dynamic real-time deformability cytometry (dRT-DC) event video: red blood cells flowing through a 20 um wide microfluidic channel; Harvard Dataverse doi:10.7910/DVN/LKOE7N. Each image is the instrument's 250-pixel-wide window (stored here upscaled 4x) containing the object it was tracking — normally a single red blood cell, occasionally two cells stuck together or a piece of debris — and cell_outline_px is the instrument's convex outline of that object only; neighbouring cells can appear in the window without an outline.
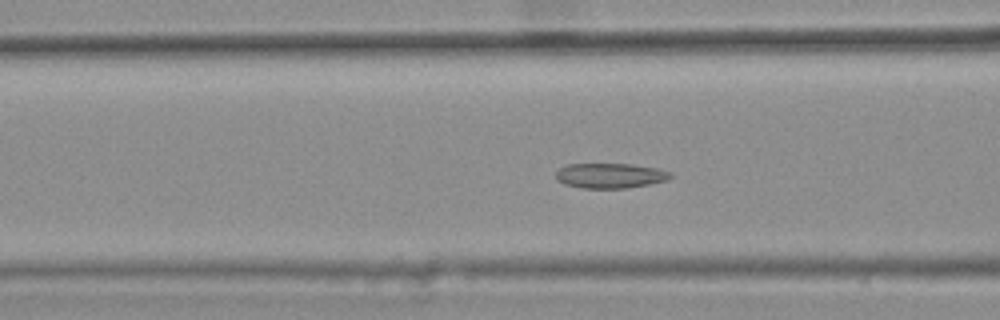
{"species": "common noctule bat (a hibernating species)", "species_latin": "Nyctalus noctula", "temperature_condition": "warm", "stored_images_in_passage": 29, "camera_frame_rate_fps": 3000, "um_per_image_px": 0.085, "animal": {"sex": "female", "body_mass_g": 25.1}, "frame": {"image": 1, "passage_image": 8, "time_ms": 2.333, "image_size_px": [1000, 320], "cell_outline_px": [[672, 176], [668, 180], [628, 188], [584, 188], [564, 184], [556, 180], [556, 172], [560, 168], [568, 164], [632, 164], [656, 168], [672, 172]], "centroid_in_image_um": [51.87, 14.93], "position_along_channel_um": 114.7, "area_um2": 16.7}}
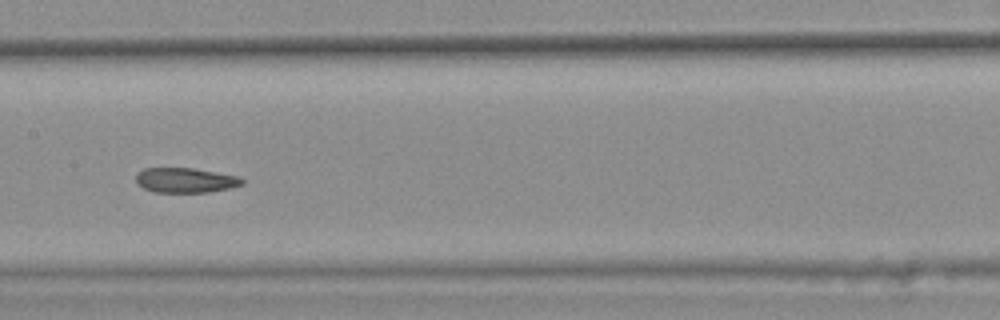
{"frame": {"image": 2, "passage_image": 14, "time_ms": 4.333, "image_size_px": [1000, 320], "cell_outline_px": [[244, 184], [228, 188], [208, 192], [156, 192], [144, 188], [136, 184], [136, 172], [144, 168], [192, 168], [240, 176], [244, 180]], "centroid_in_image_um": [15.75, 15.31], "position_along_channel_um": 191.7, "area_um2": 15.43}}
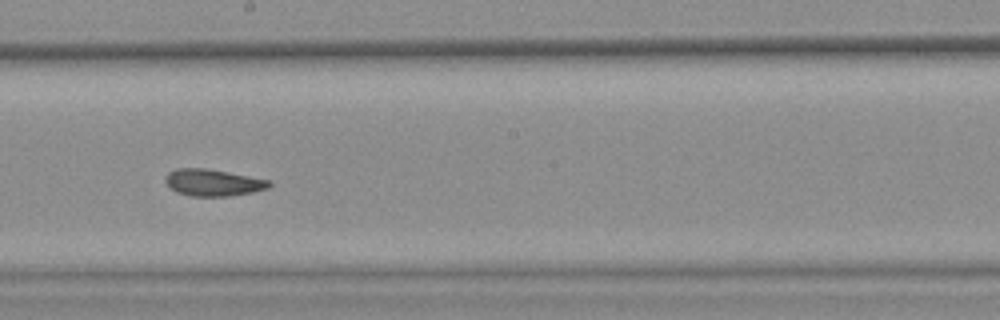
{"frame": {"image": 3, "passage_image": 17, "time_ms": 5.333, "image_size_px": [1000, 320], "cell_outline_px": [[272, 184], [268, 188], [252, 192], [232, 196], [192, 196], [176, 192], [164, 180], [164, 176], [168, 172], [176, 168], [204, 168], [272, 180]], "centroid_in_image_um": [18.11, 15.52], "position_along_channel_um": 230.1, "area_um2": 16.24}, "authors_computed_cell_mechanics": {"area_um2": 16.2996, "velocity_mm_per_s": 3.8463, "shape_relaxation_time_tau1_ms": null, "shape_relaxation_time_tau2_ms": 2.2631, "deformation_change_tau1": null, "deformation_change_tau2": 0.0785}}